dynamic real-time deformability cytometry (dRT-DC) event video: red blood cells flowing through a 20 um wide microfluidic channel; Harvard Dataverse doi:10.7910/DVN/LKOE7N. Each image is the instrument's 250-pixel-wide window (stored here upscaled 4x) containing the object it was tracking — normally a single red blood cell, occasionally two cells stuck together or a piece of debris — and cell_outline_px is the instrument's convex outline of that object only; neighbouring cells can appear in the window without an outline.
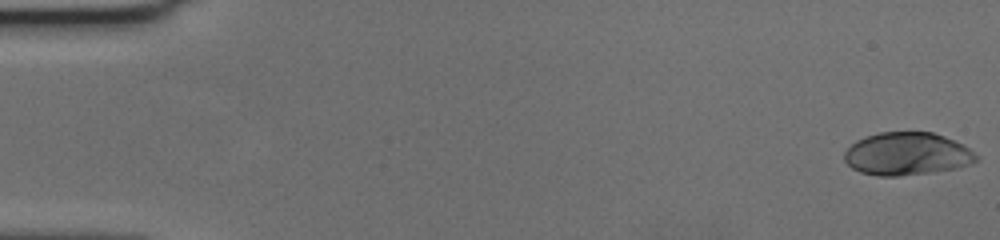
{"species": "human", "species_latin": "Homo sapiens", "temperature_condition": "cold", "stored_images_in_passage": 57, "camera_frame_rate_fps": 3000, "um_per_image_px": 0.085, "donor": {"sex": "female"}, "frame": {"image": 1, "passage_image": 1, "time_ms": 0.0, "image_size_px": [1000, 240], "cell_outline_px": [[980, 156], [972, 164], [956, 168], [900, 176], [876, 176], [860, 172], [852, 168], [844, 160], [844, 152], [856, 140], [864, 136], [880, 132], [932, 132], [944, 136], [968, 148]], "centroid_in_image_um": [77.07, 13.08], "position_along_channel_um": 7.9, "area_um2": 32.83}}
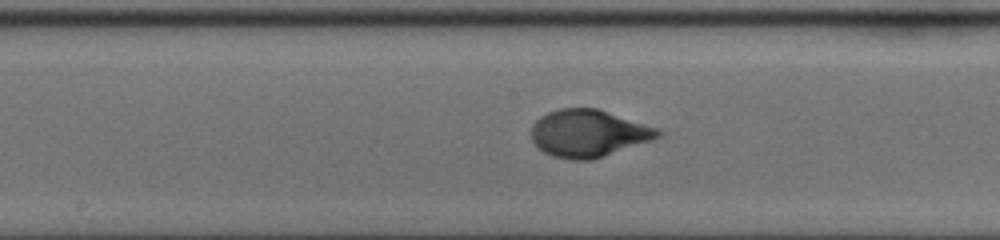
{"frame": {"image": 2, "passage_image": 30, "time_ms": 9.667, "image_size_px": [1000, 240], "cell_outline_px": [[664, 136], [592, 160], [572, 160], [552, 156], [544, 152], [532, 140], [532, 124], [540, 116], [548, 112], [560, 108], [596, 108], [660, 128], [664, 132]], "centroid_in_image_um": [50.06, 11.33], "position_along_channel_um": 198.1, "area_um2": 35.03}}
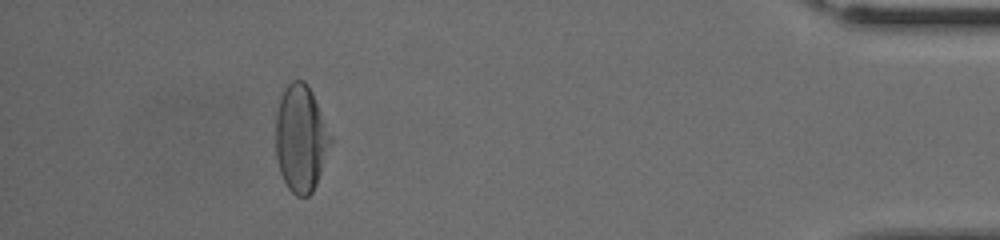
{"frame": {"image": 3, "passage_image": 52, "time_ms": 17.0, "image_size_px": [1000, 240], "cell_outline_px": [[332, 140], [316, 184], [312, 192], [308, 196], [296, 196], [288, 188], [280, 172], [276, 160], [276, 112], [280, 96], [284, 88], [292, 80], [304, 80], [308, 84], [312, 92], [332, 136]], "centroid_in_image_um": [25.56, 11.74], "position_along_channel_um": 409.6, "area_um2": 34.22}, "authors_computed_cell_mechanics": {"area_um2": 33.9864, "velocity_mm_per_s": 3.6416, "shape_relaxation_time_tau1_ms": 3.6211, "shape_relaxation_time_tau2_ms": null, "deformation_change_tau1": 0.216, "deformation_change_tau2": null}}